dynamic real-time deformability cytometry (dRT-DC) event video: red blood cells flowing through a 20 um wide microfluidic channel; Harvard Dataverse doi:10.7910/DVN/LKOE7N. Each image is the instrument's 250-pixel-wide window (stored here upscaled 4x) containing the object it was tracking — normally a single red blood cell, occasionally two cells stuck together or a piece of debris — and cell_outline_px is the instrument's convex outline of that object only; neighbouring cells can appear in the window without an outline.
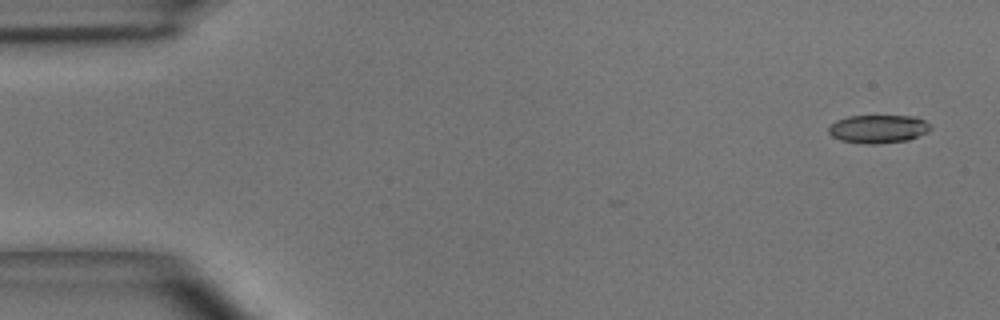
{"species": "common noctule bat (a hibernating species)", "species_latin": "Nyctalus noctula", "temperature_condition": "room temperature", "stored_images_in_passage": 3, "camera_frame_rate_fps": 3000, "um_per_image_px": 0.085, "animal": {"sex": "male", "body_mass_g": 15.6}, "frame": {"image": 1, "passage_image": 1, "time_ms": 0.0, "image_size_px": [1000, 320], "cell_outline_px": [[932, 128], [928, 132], [908, 140], [880, 144], [864, 144], [840, 140], [832, 136], [828, 132], [828, 128], [836, 120], [848, 116], [916, 116], [924, 120]], "centroid_in_image_um": [74.65, 10.96], "position_along_channel_um": 10.4, "area_um2": 16.88}}
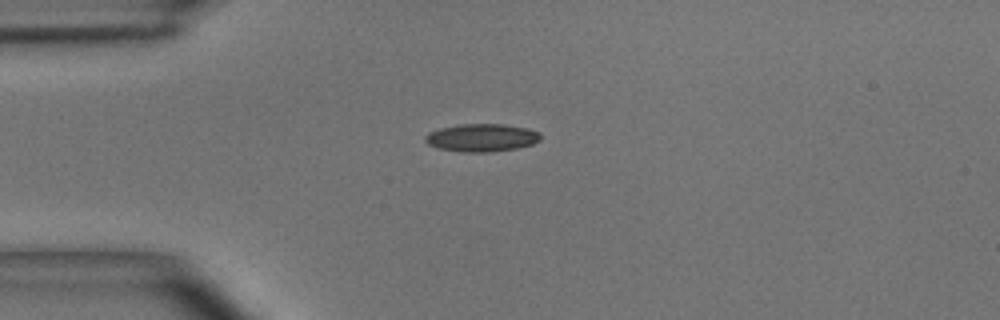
{"frame": {"image": 2, "passage_image": 3, "time_ms": 0.667, "image_size_px": [1000, 320], "cell_outline_px": [[540, 140], [532, 144], [516, 148], [488, 152], [464, 152], [436, 148], [428, 144], [424, 140], [424, 136], [428, 132], [440, 128], [460, 124], [504, 124], [524, 128], [540, 132]], "centroid_in_image_um": [40.9, 11.7], "position_along_channel_um": 44.1, "area_um2": 18.67}}